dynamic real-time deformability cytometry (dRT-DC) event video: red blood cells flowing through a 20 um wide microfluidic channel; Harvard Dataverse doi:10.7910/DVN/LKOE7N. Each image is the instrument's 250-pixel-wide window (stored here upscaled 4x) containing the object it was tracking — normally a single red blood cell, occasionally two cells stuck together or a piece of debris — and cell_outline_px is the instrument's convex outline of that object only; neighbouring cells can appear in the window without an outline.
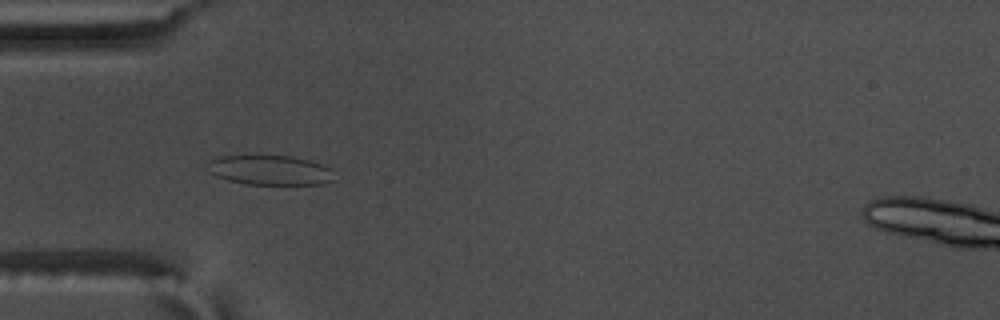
{"species": "common noctule bat (a hibernating species)", "species_latin": "Nyctalus noctula", "temperature_condition": "warm", "stored_images_in_passage": 51, "camera_frame_rate_fps": 3000, "um_per_image_px": 0.085, "animal": {"sex": "male", "body_mass_g": 17.5, "forearm_length_mm": 52.3}, "frame": {"image": 1, "passage_image": 13, "time_ms": 4.0, "image_size_px": [1000, 320], "cell_outline_px": [[332, 180], [324, 184], [244, 184], [228, 180], [216, 176], [208, 172], [204, 168], [212, 160], [220, 156], [292, 156], [308, 160], [332, 168]], "centroid_in_image_um": [22.91, 14.47], "position_along_channel_um": 62.1, "area_um2": 21.85}}
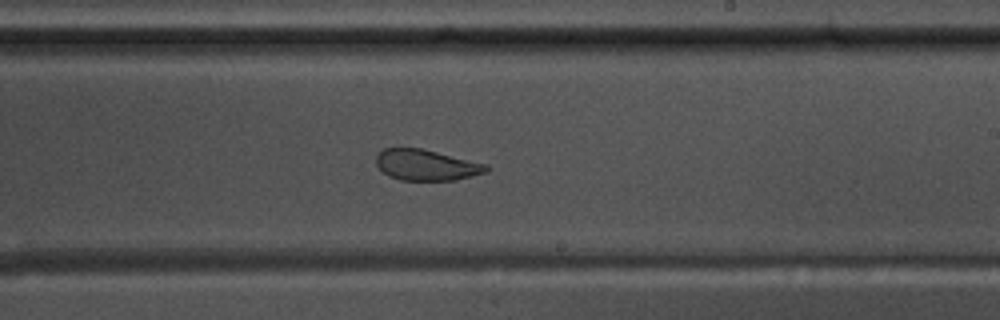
{"frame": {"image": 2, "passage_image": 29, "time_ms": 9.333, "image_size_px": [1000, 320], "cell_outline_px": [[492, 168], [488, 172], [456, 180], [400, 180], [388, 176], [376, 164], [376, 156], [384, 148], [420, 148], [488, 164]], "centroid_in_image_um": [36.28, 14.03], "position_along_channel_um": 252.7, "area_um2": 19.88}}
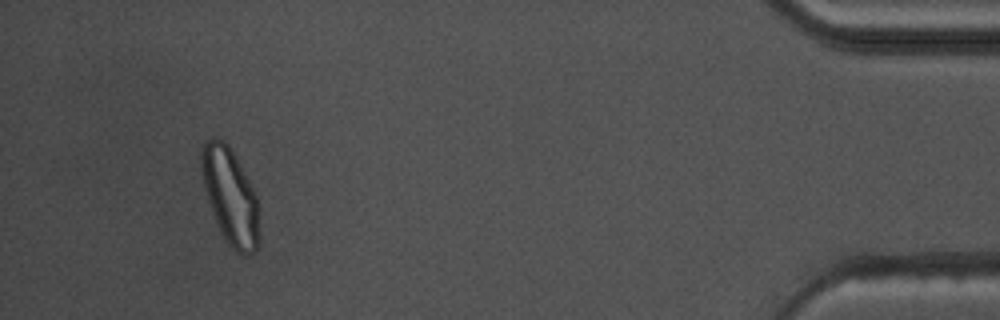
{"frame": {"image": 3, "passage_image": 48, "time_ms": 15.667, "image_size_px": [1000, 320], "cell_outline_px": [[260, 244], [256, 252], [248, 256], [244, 256], [236, 252], [228, 244], [216, 220], [208, 200], [200, 168], [200, 160], [204, 140], [212, 136], [216, 136], [224, 140], [228, 144], [248, 180], [260, 204]], "centroid_in_image_um": [19.61, 16.72], "position_along_channel_um": 415.6, "area_um2": 32.77}, "authors_computed_cell_mechanics": {"area_um2": 23.5824, "velocity_mm_per_s": 3.6369, "shape_relaxation_time_tau1_ms": null, "shape_relaxation_time_tau2_ms": 1.0759, "deformation_change_tau1": null, "deformation_change_tau2": 0.0547}}